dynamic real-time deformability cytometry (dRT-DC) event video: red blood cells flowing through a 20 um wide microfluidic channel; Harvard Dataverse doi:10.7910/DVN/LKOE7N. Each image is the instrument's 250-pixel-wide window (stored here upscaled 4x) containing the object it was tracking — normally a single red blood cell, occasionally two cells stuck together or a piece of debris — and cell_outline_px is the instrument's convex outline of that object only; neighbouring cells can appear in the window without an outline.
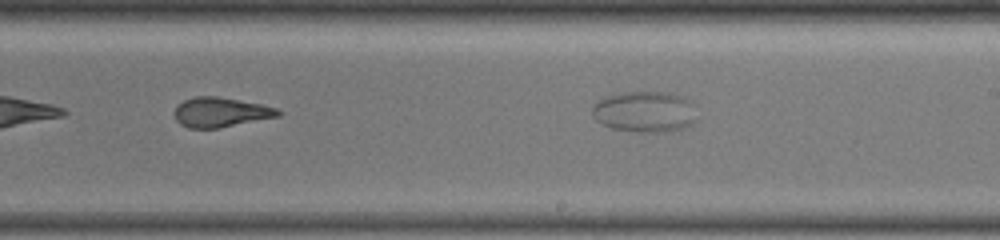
{"species": "common noctule bat (a hibernating species)", "species_latin": "Nyctalus noctula", "temperature_condition": "warm", "stored_images_in_passage": 13, "camera_frame_rate_fps": 3000, "um_per_image_px": 0.085, "animal": {"sex": "female", "body_mass_g": 19.5, "forearm_length_mm": 54.1}, "frame": {"image": 1, "passage_image": 11, "time_ms": 6.0, "image_size_px": [1000, 240], "cell_outline_px": [[284, 112], [280, 116], [220, 128], [188, 128], [180, 124], [176, 120], [176, 108], [184, 100], [196, 96], [216, 96], [260, 104], [276, 108]], "centroid_in_image_um": [18.79, 9.55], "position_along_channel_um": 270.2, "area_um2": 17.8}}